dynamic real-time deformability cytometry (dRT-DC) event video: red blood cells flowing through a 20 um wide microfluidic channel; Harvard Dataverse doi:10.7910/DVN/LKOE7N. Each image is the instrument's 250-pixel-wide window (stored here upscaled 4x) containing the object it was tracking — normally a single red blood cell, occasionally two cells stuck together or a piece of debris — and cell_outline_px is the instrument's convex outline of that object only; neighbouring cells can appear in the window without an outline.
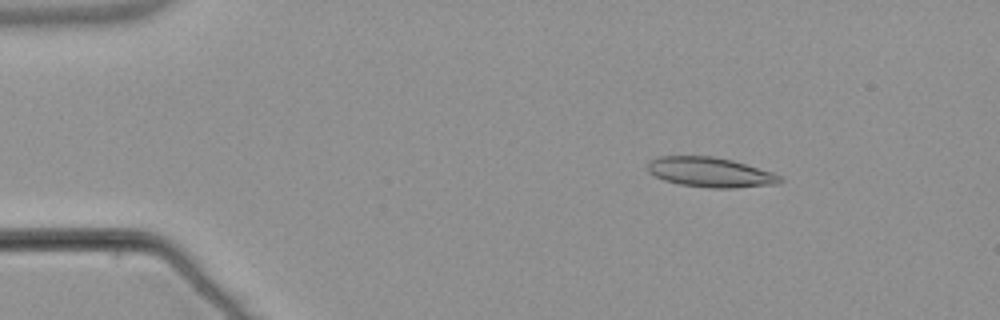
{"species": "common noctule bat (a hibernating species)", "species_latin": "Nyctalus noctula", "temperature_condition": "warm", "stored_images_in_passage": 52, "camera_frame_rate_fps": 3000, "um_per_image_px": 0.085, "animal": {"sex": "male", "body_mass_g": 21.5, "forearm_length_mm": 52.0}, "frame": {"image": 1, "passage_image": 7, "time_ms": 2.0, "image_size_px": [1000, 320], "cell_outline_px": [[784, 180], [780, 184], [732, 188], [708, 188], [680, 184], [664, 180], [648, 172], [648, 164], [652, 160], [660, 156], [712, 156], [732, 160], [772, 172], [780, 176]], "centroid_in_image_um": [60.41, 14.65], "position_along_channel_um": 24.6, "area_um2": 22.95}}
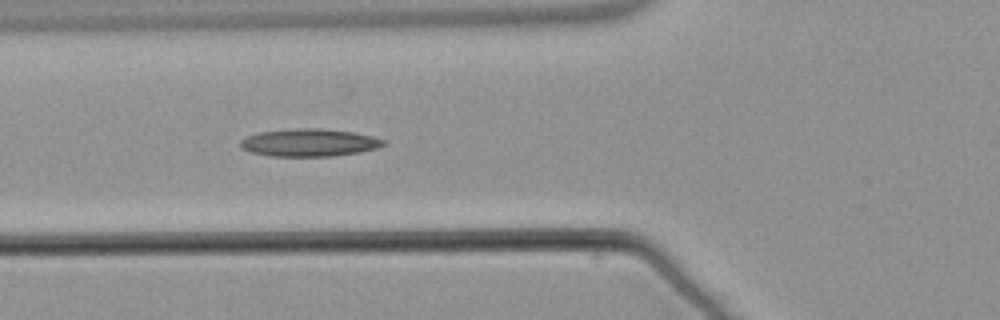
{"frame": {"image": 2, "passage_image": 19, "time_ms": 6.0, "image_size_px": [1000, 320], "cell_outline_px": [[388, 144], [376, 148], [360, 152], [332, 156], [272, 156], [252, 152], [240, 148], [240, 140], [248, 136], [260, 132], [292, 128], [320, 128], [352, 132], [372, 136], [388, 140]], "centroid_in_image_um": [26.32, 12.12], "position_along_channel_um": 99.5, "area_um2": 23.12}}
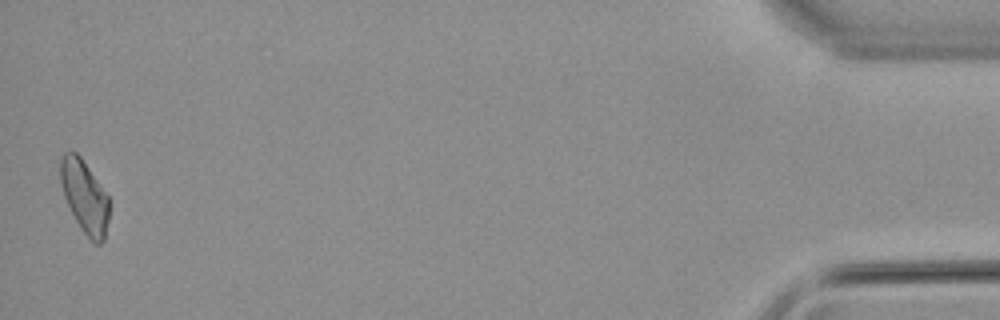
{"frame": {"image": 3, "passage_image": 52, "time_ms": 17.0, "image_size_px": [1000, 320], "cell_outline_px": [[108, 220], [104, 240], [100, 244], [96, 244], [80, 228], [64, 196], [60, 184], [60, 160], [64, 152], [76, 152], [80, 156], [108, 196]], "centroid_in_image_um": [7.17, 16.7], "position_along_channel_um": 428.0, "area_um2": 20.23}, "authors_computed_cell_mechanics": {"area_um2": 21.5883, "velocity_mm_per_s": 3.8296, "shape_relaxation_time_tau1_ms": null, "shape_relaxation_time_tau2_ms": 8.8106, "deformation_change_tau1": null, "deformation_change_tau2": 0.224}}